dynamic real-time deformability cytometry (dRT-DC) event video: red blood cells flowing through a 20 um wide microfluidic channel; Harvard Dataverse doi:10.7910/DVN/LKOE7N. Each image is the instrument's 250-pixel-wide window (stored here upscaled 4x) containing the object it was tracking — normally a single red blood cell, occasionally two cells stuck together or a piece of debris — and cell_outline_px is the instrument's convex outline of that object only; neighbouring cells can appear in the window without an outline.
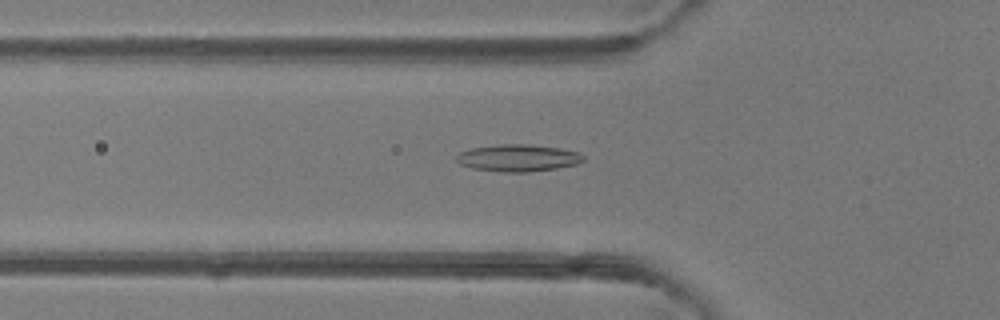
{"species": "common noctule bat (a hibernating species)", "species_latin": "Nyctalus noctula", "temperature_condition": "room temperature", "stored_images_in_passage": 37, "camera_frame_rate_fps": 3000, "um_per_image_px": 0.085, "animal": {"sex": "female"}, "frame": {"image": 1, "passage_image": 5, "time_ms": 1.333, "image_size_px": [1000, 320], "cell_outline_px": [[584, 160], [576, 164], [556, 168], [528, 172], [500, 172], [472, 168], [460, 164], [456, 160], [456, 156], [460, 152], [472, 148], [500, 144], [532, 144], [560, 148], [580, 152], [584, 156]], "centroid_in_image_um": [44.04, 13.42], "position_along_channel_um": 81.8, "area_um2": 20.06}}
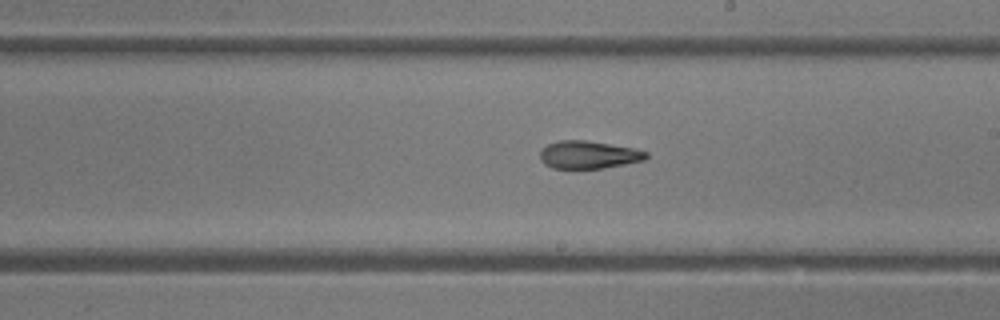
{"frame": {"image": 2, "passage_image": 16, "time_ms": 5.0, "image_size_px": [1000, 320], "cell_outline_px": [[648, 156], [644, 160], [604, 168], [552, 168], [544, 164], [540, 160], [540, 152], [548, 144], [560, 140], [584, 140], [636, 148], [648, 152]], "centroid_in_image_um": [50.04, 13.15], "position_along_channel_um": 239.0, "area_um2": 17.11}}
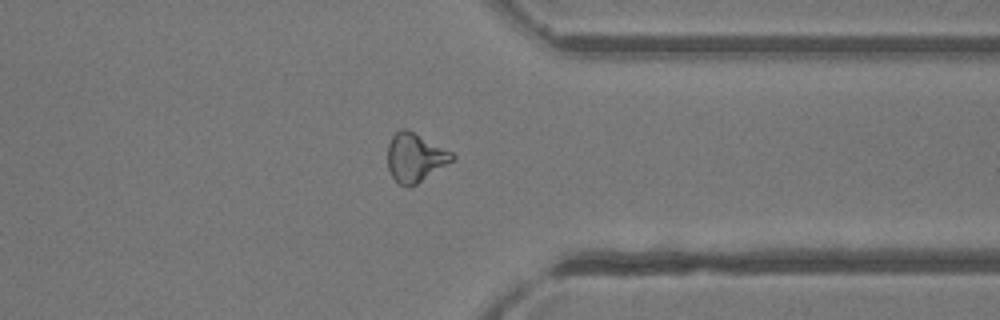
{"frame": {"image": 3, "passage_image": 26, "time_ms": 8.333, "image_size_px": [1000, 320], "cell_outline_px": [[456, 160], [416, 184], [400, 184], [392, 176], [388, 168], [388, 144], [392, 136], [400, 128], [408, 128], [452, 152], [456, 156]], "centroid_in_image_um": [35.32, 13.34], "position_along_channel_um": 376.1, "area_um2": 18.32}, "authors_computed_cell_mechanics": {"area_um2": 18.0914, "velocity_mm_per_s": 4.268, "shape_relaxation_time_tau1_ms": null, "shape_relaxation_time_tau2_ms": 3.9633, "deformation_change_tau1": null, "deformation_change_tau2": 0.1407}}